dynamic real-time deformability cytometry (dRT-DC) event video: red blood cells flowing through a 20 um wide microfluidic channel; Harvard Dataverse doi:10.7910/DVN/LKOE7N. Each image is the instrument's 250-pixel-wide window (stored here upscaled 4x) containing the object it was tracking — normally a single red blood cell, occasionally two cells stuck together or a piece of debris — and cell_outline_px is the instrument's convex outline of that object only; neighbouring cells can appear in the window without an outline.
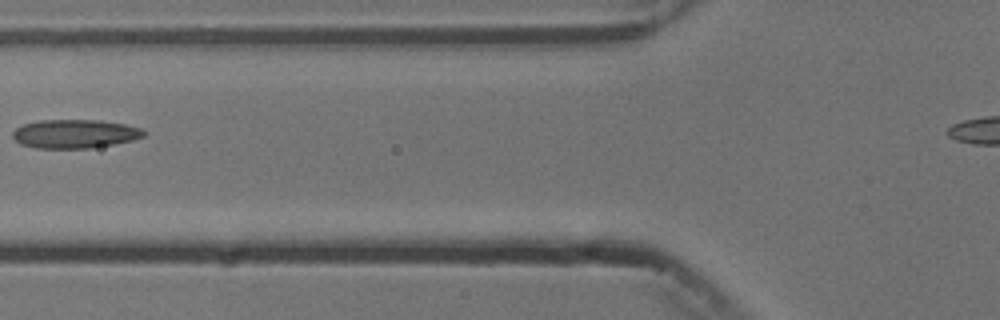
{"species": "common noctule bat (a hibernating species)", "species_latin": "Nyctalus noctula", "temperature_condition": "cold", "stored_images_in_passage": 4, "camera_frame_rate_fps": 3000, "um_per_image_px": 0.085, "animal": {"sex": "male", "body_mass_g": 13.3}, "frame": {"image": 1, "passage_image": 4, "time_ms": 3.667, "image_size_px": [1000, 320], "cell_outline_px": [[148, 132], [144, 136], [132, 140], [92, 148], [36, 148], [20, 144], [12, 136], [12, 132], [16, 128], [24, 124], [40, 120], [100, 120], [124, 124], [140, 128]], "centroid_in_image_um": [6.36, 11.37], "position_along_channel_um": 119.4, "area_um2": 21.91}}